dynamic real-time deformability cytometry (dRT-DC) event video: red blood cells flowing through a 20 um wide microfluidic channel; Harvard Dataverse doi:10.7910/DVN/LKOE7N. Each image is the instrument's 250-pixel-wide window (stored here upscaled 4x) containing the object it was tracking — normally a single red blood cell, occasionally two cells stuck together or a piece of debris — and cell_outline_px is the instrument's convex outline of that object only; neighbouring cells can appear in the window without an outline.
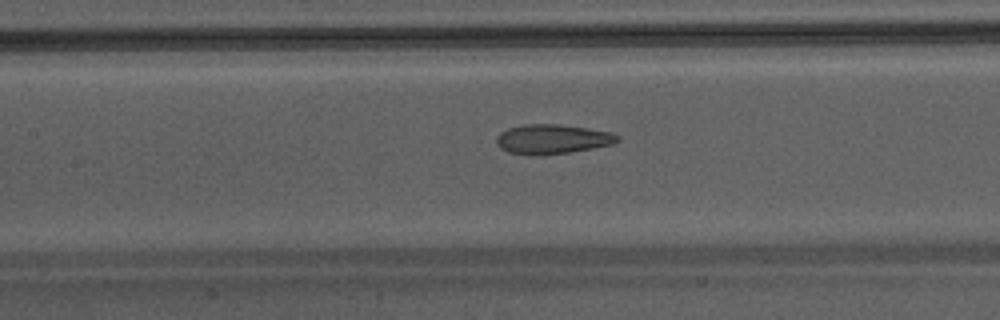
{"species": "Egyptian fruit bat (a non-hibernating species)", "species_latin": "Rousettus aegyptiacus", "temperature_condition": "warm", "stored_images_in_passage": 41, "camera_frame_rate_fps": 3000, "um_per_image_px": 0.085, "animal": {"sex": "male"}, "frame": {"image": 1, "passage_image": 17, "time_ms": 5.333, "image_size_px": [1000, 320], "cell_outline_px": [[620, 140], [612, 144], [592, 148], [568, 152], [536, 156], [508, 152], [500, 148], [496, 144], [496, 136], [500, 132], [508, 128], [524, 124], [556, 124], [588, 128], [612, 132], [620, 136]], "centroid_in_image_um": [46.93, 11.82], "position_along_channel_um": 160.5, "area_um2": 20.92}}
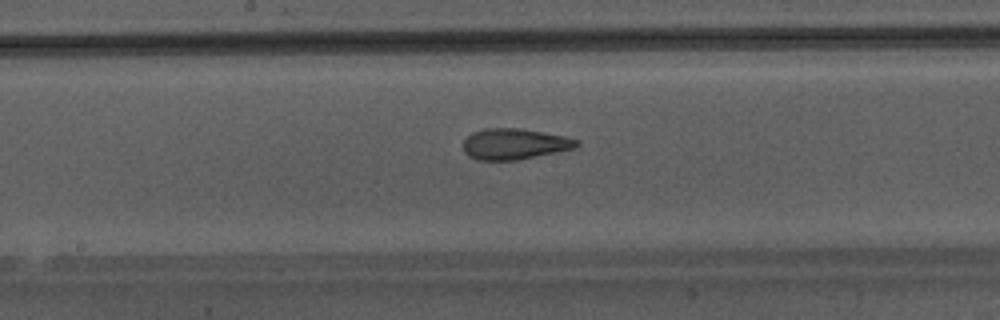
{"frame": {"image": 2, "passage_image": 20, "time_ms": 6.333, "image_size_px": [1000, 320], "cell_outline_px": [[580, 144], [576, 148], [516, 160], [476, 160], [468, 156], [464, 152], [464, 140], [472, 132], [484, 128], [520, 128], [544, 132], [564, 136], [580, 140]], "centroid_in_image_um": [43.73, 12.23], "position_along_channel_um": 204.5, "area_um2": 20.52}}
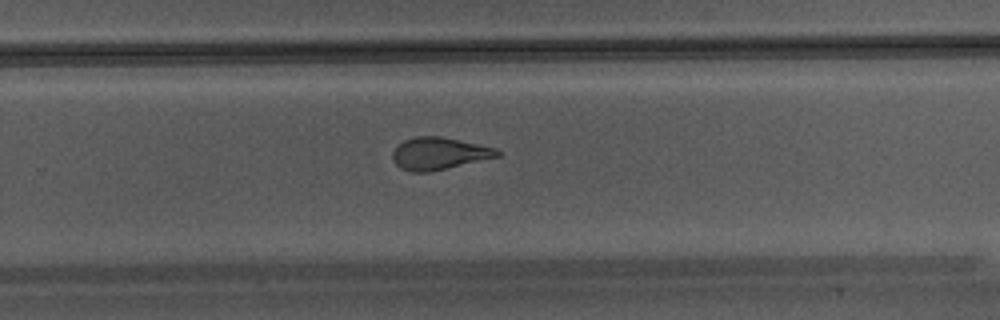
{"frame": {"image": 3, "passage_image": 26, "time_ms": 8.333, "image_size_px": [1000, 320], "cell_outline_px": [[500, 156], [428, 172], [412, 172], [400, 168], [392, 160], [392, 152], [404, 140], [416, 136], [440, 136], [496, 148], [500, 152]], "centroid_in_image_um": [37.29, 13.05], "position_along_channel_um": 292.5, "area_um2": 19.42}}